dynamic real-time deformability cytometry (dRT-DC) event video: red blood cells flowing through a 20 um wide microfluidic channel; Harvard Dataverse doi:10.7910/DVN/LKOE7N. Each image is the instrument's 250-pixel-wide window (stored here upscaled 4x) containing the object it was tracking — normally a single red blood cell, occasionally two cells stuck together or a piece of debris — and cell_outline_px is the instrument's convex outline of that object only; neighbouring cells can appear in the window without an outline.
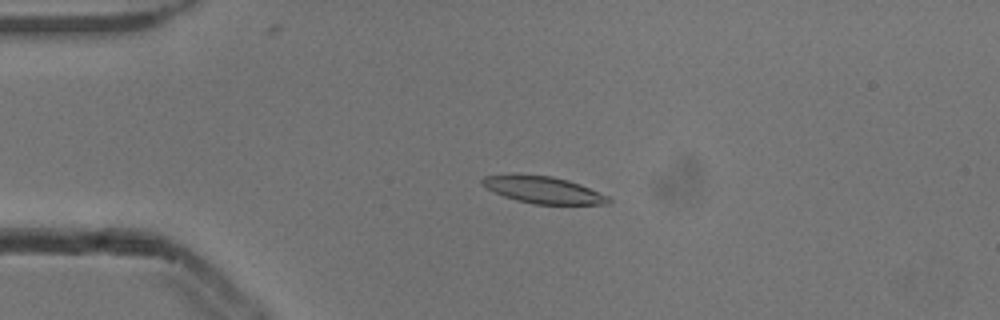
{"species": "common noctule bat (a hibernating species)", "species_latin": "Nyctalus noctula", "temperature_condition": "cold", "stored_images_in_passage": 51, "camera_frame_rate_fps": 3000, "um_per_image_px": 0.085, "animal": {"sex": "male", "body_mass_g": 13.3}, "frame": {"image": 1, "passage_image": 10, "time_ms": 3.0, "image_size_px": [1000, 320], "cell_outline_px": [[612, 200], [608, 204], [532, 204], [516, 200], [504, 196], [480, 184], [480, 180], [484, 176], [516, 172], [552, 176], [568, 180], [580, 184], [608, 196]], "centroid_in_image_um": [46.12, 16.11], "position_along_channel_um": 38.9, "area_um2": 20.17}}
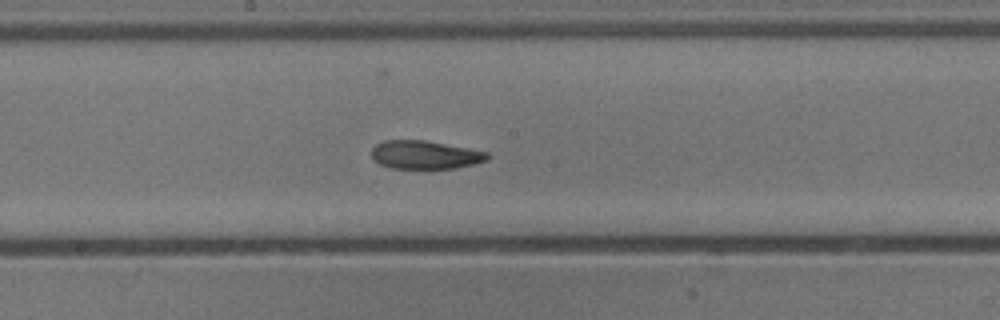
{"frame": {"image": 2, "passage_image": 26, "time_ms": 8.333, "image_size_px": [1000, 320], "cell_outline_px": [[492, 156], [488, 160], [476, 164], [456, 168], [392, 168], [380, 164], [372, 160], [372, 148], [376, 144], [384, 140], [424, 140], [468, 148], [488, 152]], "centroid_in_image_um": [36.16, 13.16], "position_along_channel_um": 212.0, "area_um2": 19.25}}
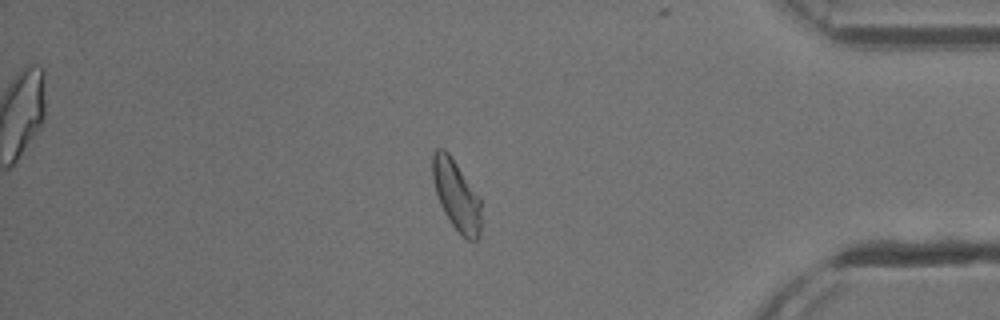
{"frame": {"image": 3, "passage_image": 43, "time_ms": 14.0, "image_size_px": [1000, 320], "cell_outline_px": [[480, 236], [476, 240], [468, 240], [452, 224], [444, 212], [440, 204], [432, 180], [432, 152], [436, 148], [444, 148], [448, 152], [480, 196]], "centroid_in_image_um": [38.78, 16.55], "position_along_channel_um": 396.4, "area_um2": 19.83}, "authors_computed_cell_mechanics": {"area_um2": 19.8832, "velocity_mm_per_s": 3.8468, "shape_relaxation_time_tau1_ms": 3.9427, "shape_relaxation_time_tau2_ms": 2.5636, "deformation_change_tau1": 0.1443, "deformation_change_tau2": 0.0891}}